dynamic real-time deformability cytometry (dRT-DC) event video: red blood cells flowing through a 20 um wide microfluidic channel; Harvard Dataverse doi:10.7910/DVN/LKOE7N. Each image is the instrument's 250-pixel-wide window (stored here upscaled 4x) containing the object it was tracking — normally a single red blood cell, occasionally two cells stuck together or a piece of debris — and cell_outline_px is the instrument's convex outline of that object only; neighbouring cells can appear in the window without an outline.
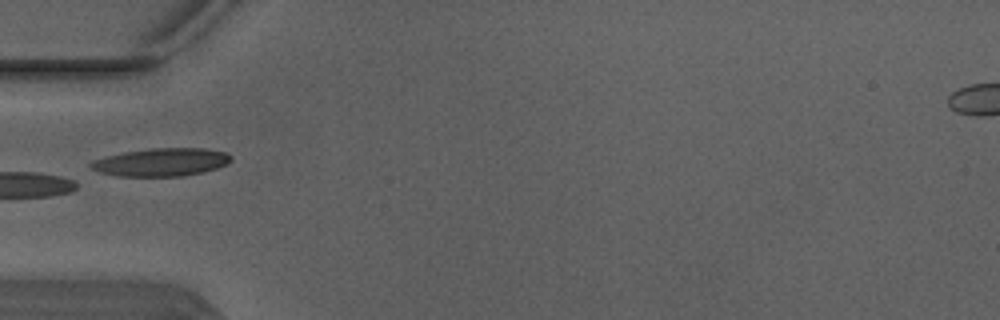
{"species": "Egyptian fruit bat (a non-hibernating species)", "species_latin": "Rousettus aegyptiacus", "temperature_condition": "warm", "stored_images_in_passage": 4, "camera_frame_rate_fps": 3000, "um_per_image_px": 0.085, "animal": {"sex": "male"}, "frame": {"image": 1, "passage_image": 4, "time_ms": 1.0, "image_size_px": [1000, 320], "cell_outline_px": [[232, 160], [216, 168], [184, 176], [116, 176], [100, 172], [92, 168], [88, 164], [92, 160], [124, 152], [152, 148], [204, 148], [224, 152], [232, 156]], "centroid_in_image_um": [13.69, 13.78], "position_along_channel_um": 71.3, "area_um2": 22.66}}